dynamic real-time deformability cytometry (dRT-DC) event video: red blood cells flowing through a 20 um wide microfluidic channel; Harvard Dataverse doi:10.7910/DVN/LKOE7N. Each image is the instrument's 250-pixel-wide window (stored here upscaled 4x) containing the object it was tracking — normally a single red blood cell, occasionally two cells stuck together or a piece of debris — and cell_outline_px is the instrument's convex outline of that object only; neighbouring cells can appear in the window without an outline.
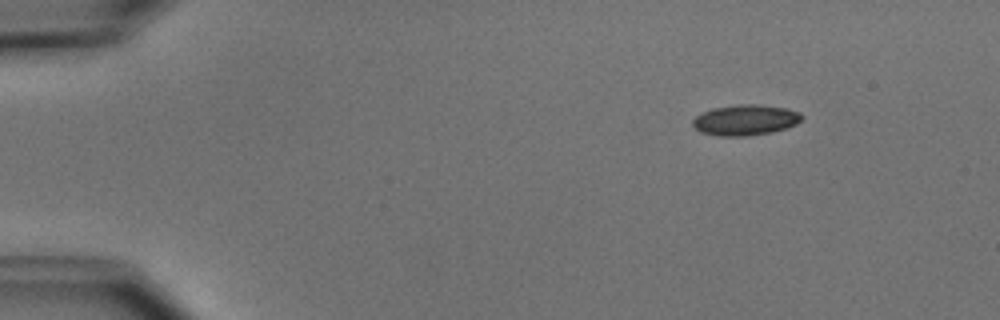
{"species": "common noctule bat (a hibernating species)", "species_latin": "Nyctalus noctula", "temperature_condition": "cold", "stored_images_in_passage": 6, "camera_frame_rate_fps": 3000, "um_per_image_px": 0.085, "animal": {"sex": "male", "body_mass_g": 15.6}, "frame": {"image": 1, "passage_image": 2, "time_ms": 1.0, "image_size_px": [1000, 320], "cell_outline_px": [[804, 116], [796, 124], [788, 128], [772, 132], [748, 136], [720, 136], [700, 132], [692, 124], [692, 120], [696, 116], [712, 108], [740, 104], [756, 104], [788, 108], [800, 112]], "centroid_in_image_um": [63.39, 10.2], "position_along_channel_um": 21.6, "area_um2": 19.59}}
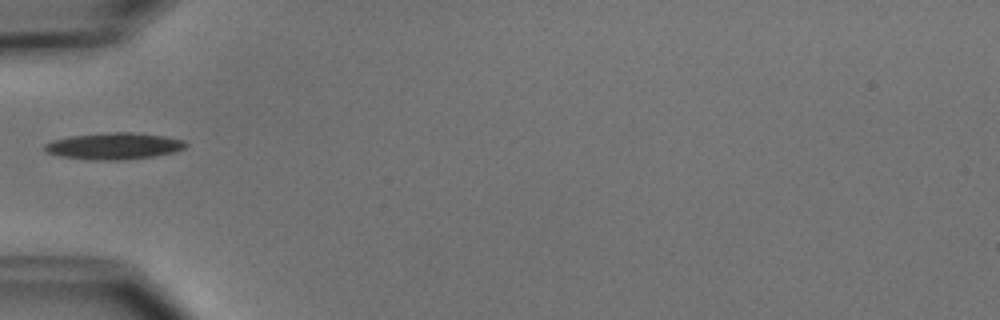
{"frame": {"image": 2, "passage_image": 5, "time_ms": 4.667, "image_size_px": [1000, 320], "cell_outline_px": [[188, 144], [184, 148], [176, 152], [152, 156], [116, 160], [88, 160], [60, 156], [44, 152], [44, 144], [52, 140], [72, 136], [108, 132], [128, 132], [164, 136], [184, 140]], "centroid_in_image_um": [9.66, 12.41], "position_along_channel_um": 75.3, "area_um2": 21.85}}